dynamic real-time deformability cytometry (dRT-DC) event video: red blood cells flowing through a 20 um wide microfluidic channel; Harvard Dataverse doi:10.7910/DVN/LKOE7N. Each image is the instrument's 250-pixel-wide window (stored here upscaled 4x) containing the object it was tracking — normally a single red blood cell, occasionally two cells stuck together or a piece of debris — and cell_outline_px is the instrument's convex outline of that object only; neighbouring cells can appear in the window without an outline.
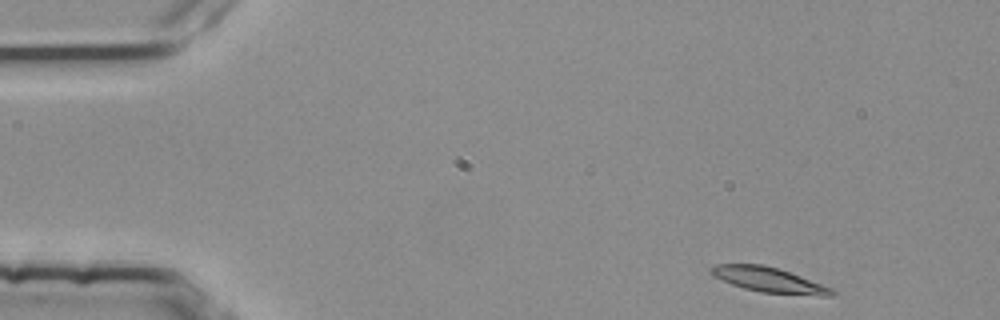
{"species": "common noctule bat (a hibernating species)", "species_latin": "Nyctalus noctula", "temperature_condition": "room temperature", "stored_images_in_passage": 46, "camera_frame_rate_fps": 3000, "um_per_image_px": 0.085, "animal": {"sex": "female", "body_mass_g": 25.1}, "frame": {"image": 1, "passage_image": 1, "time_ms": 0.0, "image_size_px": [1000, 320], "cell_outline_px": [[836, 292], [832, 296], [820, 296], [760, 292], [744, 288], [732, 284], [712, 276], [708, 272], [708, 268], [716, 264], [764, 264], [800, 276], [832, 288]], "centroid_in_image_um": [65.31, 23.79], "position_along_channel_um": 19.7, "area_um2": 17.57}}
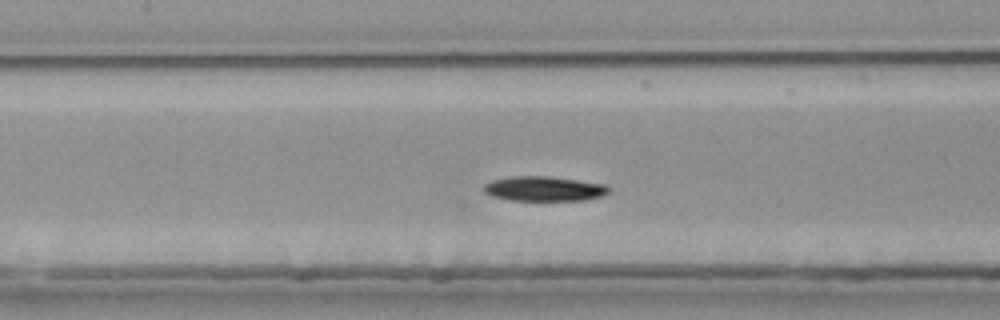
{"frame": {"image": 2, "passage_image": 20, "time_ms": 6.333, "image_size_px": [1000, 320], "cell_outline_px": [[608, 192], [600, 196], [584, 200], [512, 200], [492, 196], [484, 192], [484, 184], [492, 180], [512, 176], [548, 176], [604, 184], [608, 188]], "centroid_in_image_um": [46.2, 16.04], "position_along_channel_um": 161.2, "area_um2": 17.74}}
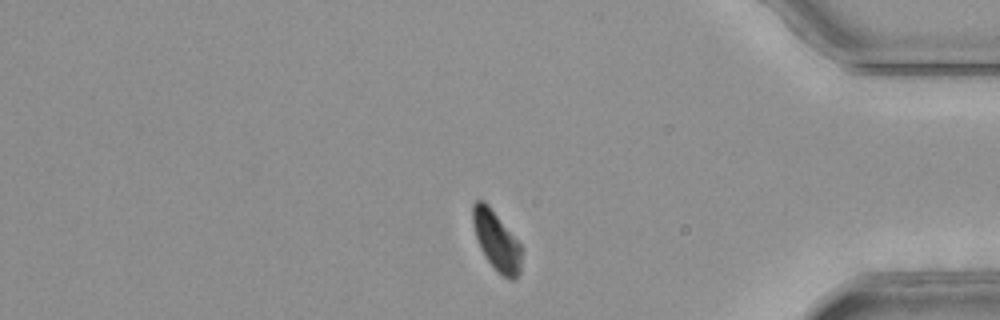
{"frame": {"image": 3, "passage_image": 41, "time_ms": 13.333, "image_size_px": [1000, 320], "cell_outline_px": [[520, 272], [516, 280], [508, 280], [488, 260], [480, 248], [476, 236], [472, 220], [472, 204], [476, 200], [480, 200], [488, 204], [520, 244]], "centroid_in_image_um": [42.18, 20.45], "position_along_channel_um": 393.0, "area_um2": 16.36}, "authors_computed_cell_mechanics": {"area_um2": 18.207, "velocity_mm_per_s": 3.7313, "shape_relaxation_time_tau1_ms": 8.7872, "shape_relaxation_time_tau2_ms": null, "deformation_change_tau1": 0.1732, "deformation_change_tau2": null}}